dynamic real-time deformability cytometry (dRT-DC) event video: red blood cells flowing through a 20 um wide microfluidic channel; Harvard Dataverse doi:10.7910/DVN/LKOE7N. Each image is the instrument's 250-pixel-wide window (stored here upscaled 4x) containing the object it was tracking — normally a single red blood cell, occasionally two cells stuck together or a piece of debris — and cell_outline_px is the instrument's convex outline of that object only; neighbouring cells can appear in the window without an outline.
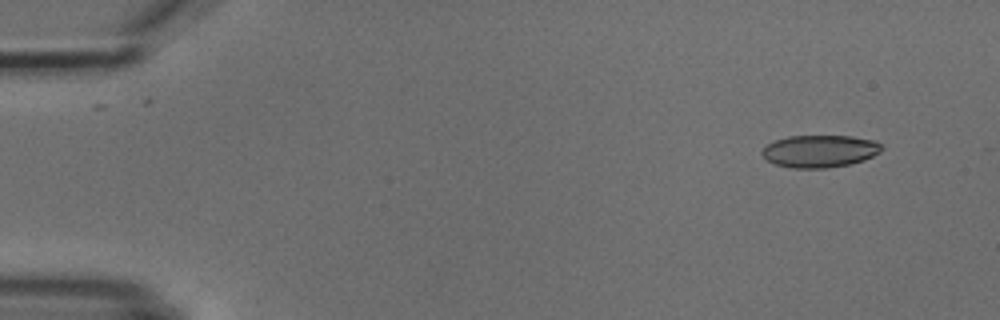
{"species": "common noctule bat (a hibernating species)", "species_latin": "Nyctalus noctula", "temperature_condition": "cold", "stored_images_in_passage": 5, "camera_frame_rate_fps": 3000, "um_per_image_px": 0.085, "animal": {"sex": "male", "body_mass_g": 18.8}, "frame": {"image": 1, "passage_image": 2, "time_ms": 1.0, "image_size_px": [1000, 320], "cell_outline_px": [[884, 148], [880, 152], [864, 160], [848, 164], [824, 168], [792, 168], [772, 164], [760, 152], [768, 144], [776, 140], [788, 136], [852, 136], [876, 140]], "centroid_in_image_um": [69.69, 12.84], "position_along_channel_um": 15.3, "area_um2": 22.54}}
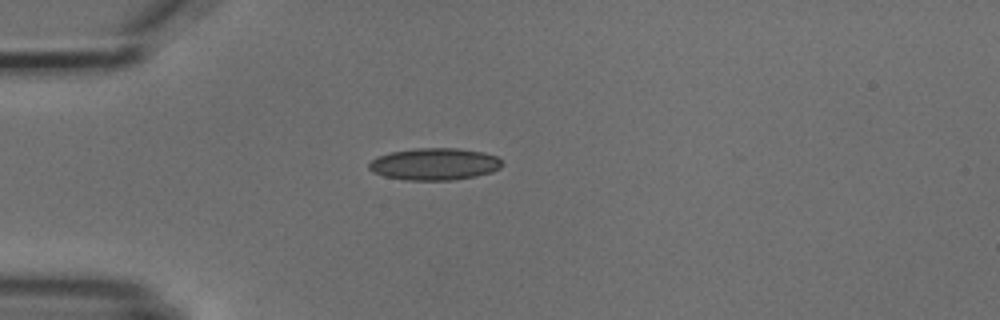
{"frame": {"image": 2, "passage_image": 5, "time_ms": 4.333, "image_size_px": [1000, 320], "cell_outline_px": [[500, 168], [492, 172], [476, 176], [452, 180], [404, 180], [384, 176], [372, 172], [368, 168], [368, 164], [376, 156], [392, 152], [412, 148], [456, 148], [484, 152], [496, 156], [500, 160]], "centroid_in_image_um": [36.9, 13.94], "position_along_channel_um": 48.1, "area_um2": 24.91}}